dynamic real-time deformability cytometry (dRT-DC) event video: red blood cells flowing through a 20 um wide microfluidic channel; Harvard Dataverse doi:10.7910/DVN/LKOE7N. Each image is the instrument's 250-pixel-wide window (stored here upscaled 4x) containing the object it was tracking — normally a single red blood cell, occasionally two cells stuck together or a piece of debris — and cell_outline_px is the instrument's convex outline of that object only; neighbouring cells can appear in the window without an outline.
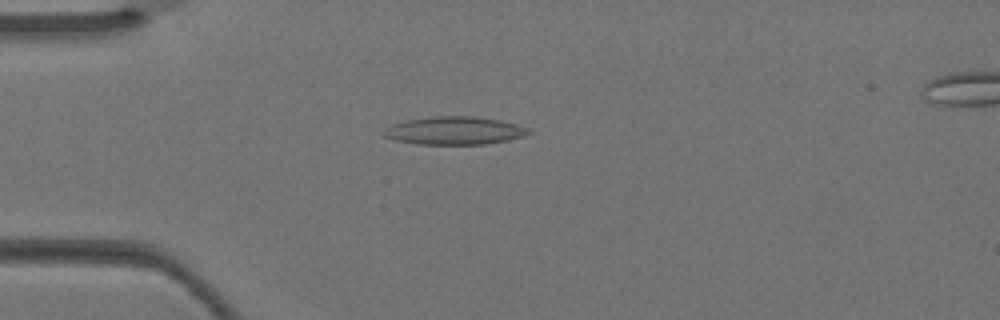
{"species": "Egyptian fruit bat (a non-hibernating species)", "species_latin": "Rousettus aegyptiacus", "temperature_condition": "warm", "stored_images_in_passage": 4, "camera_frame_rate_fps": 3000, "um_per_image_px": 0.085, "animal": {"sex": "female"}, "frame": {"image": 1, "passage_image": 4, "time_ms": 1.0, "image_size_px": [1000, 320], "cell_outline_px": [[532, 132], [524, 136], [508, 140], [484, 144], [416, 144], [396, 140], [380, 136], [380, 132], [384, 128], [392, 124], [404, 120], [432, 116], [472, 116], [500, 120], [516, 124], [528, 128]], "centroid_in_image_um": [38.56, 11.1], "position_along_channel_um": 46.4, "area_um2": 23.87}}